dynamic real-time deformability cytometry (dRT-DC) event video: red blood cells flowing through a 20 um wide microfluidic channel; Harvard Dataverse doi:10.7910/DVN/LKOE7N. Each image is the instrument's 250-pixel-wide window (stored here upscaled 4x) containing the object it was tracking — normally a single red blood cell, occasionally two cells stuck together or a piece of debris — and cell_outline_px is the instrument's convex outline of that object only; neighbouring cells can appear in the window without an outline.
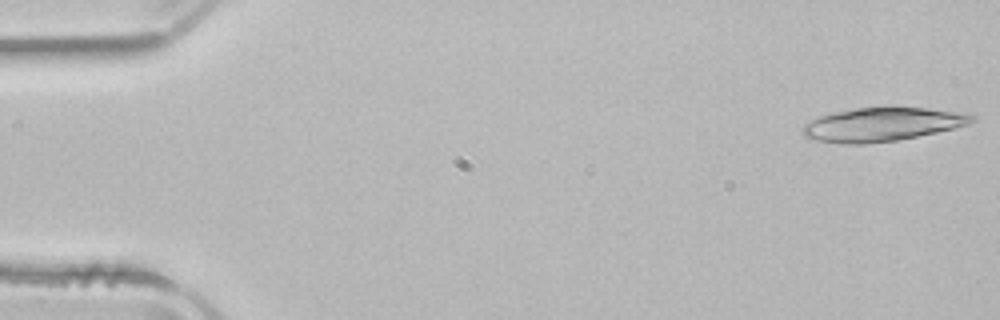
{"species": "common noctule bat (a hibernating species)", "species_latin": "Nyctalus noctula", "temperature_condition": "room temperature", "stored_images_in_passage": 19, "camera_frame_rate_fps": 3000, "um_per_image_px": 0.085, "animal": {"sex": "male", "body_mass_g": 21.5, "forearm_length_mm": 52.0}, "frame": {"image": 1, "passage_image": 1, "time_ms": 0.0, "image_size_px": [1000, 320], "cell_outline_px": [[976, 120], [968, 124], [956, 128], [896, 140], [864, 144], [840, 144], [816, 140], [804, 136], [800, 128], [804, 124], [820, 116], [832, 112], [888, 104], [892, 104], [968, 112], [976, 116]], "centroid_in_image_um": [75.04, 10.53], "position_along_channel_um": 10.0, "area_um2": 34.28}}